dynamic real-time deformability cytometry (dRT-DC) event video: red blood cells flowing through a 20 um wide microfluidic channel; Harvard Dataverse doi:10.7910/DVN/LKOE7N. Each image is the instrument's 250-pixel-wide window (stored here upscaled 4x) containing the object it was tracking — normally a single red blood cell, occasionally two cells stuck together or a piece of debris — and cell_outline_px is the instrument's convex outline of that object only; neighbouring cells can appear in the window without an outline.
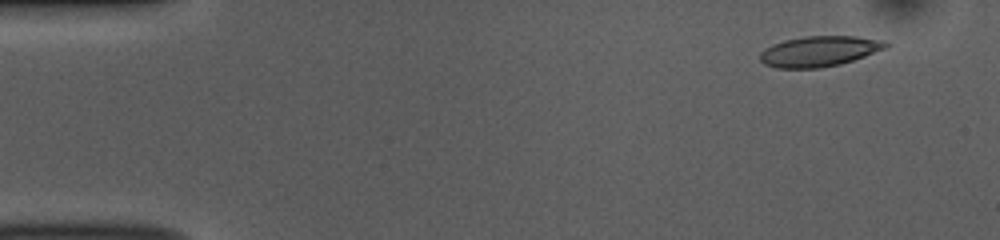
{"species": "common noctule bat (a hibernating species)", "species_latin": "Nyctalus noctula", "temperature_condition": "room temperature", "stored_images_in_passage": 51, "camera_frame_rate_fps": 3000, "um_per_image_px": 0.085, "animal": {"sex": "female", "body_mass_g": 10.0, "forearm_length_mm": 53.1}, "frame": {"image": 1, "passage_image": 4, "time_ms": 1.0, "image_size_px": [1000, 240], "cell_outline_px": [[892, 44], [888, 48], [840, 64], [820, 68], [776, 68], [764, 64], [760, 60], [760, 52], [764, 48], [772, 44], [784, 40], [804, 36], [856, 36], [884, 40]], "centroid_in_image_um": [69.65, 4.35], "position_along_channel_um": 15.3, "area_um2": 22.54}}
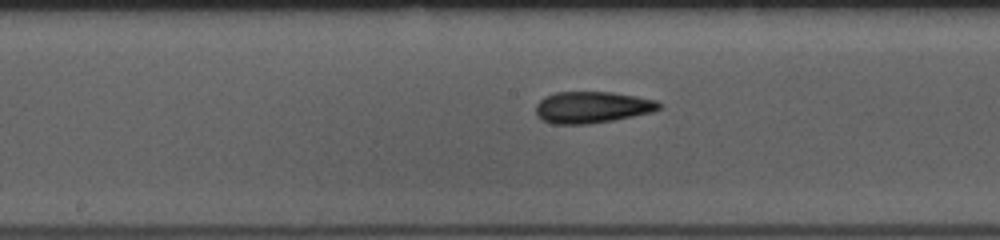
{"frame": {"image": 2, "passage_image": 26, "time_ms": 8.333, "image_size_px": [1000, 240], "cell_outline_px": [[664, 104], [660, 108], [652, 112], [612, 120], [588, 124], [552, 124], [544, 120], [536, 112], [536, 104], [544, 96], [556, 92], [612, 92], [636, 96], [656, 100]], "centroid_in_image_um": [50.34, 9.11], "position_along_channel_um": 197.9, "area_um2": 22.6}}
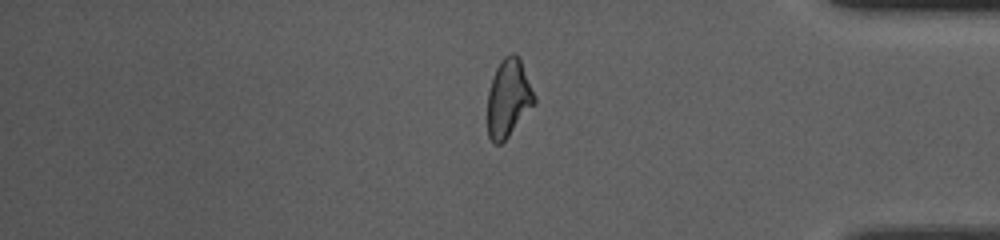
{"frame": {"image": 3, "passage_image": 43, "time_ms": 14.0, "image_size_px": [1000, 240], "cell_outline_px": [[536, 104], [508, 136], [500, 144], [492, 144], [488, 136], [488, 92], [492, 76], [500, 60], [504, 56], [512, 52], [516, 52], [520, 56], [536, 96]], "centroid_in_image_um": [43.24, 8.3], "position_along_channel_um": 392.0, "area_um2": 21.73}, "authors_computed_cell_mechanics": {"area_um2": 21.9062, "velocity_mm_per_s": 3.8569, "shape_relaxation_time_tau1_ms": 4.8724, "shape_relaxation_time_tau2_ms": 2.6219, "deformation_change_tau1": 0.1748, "deformation_change_tau2": 0.1173}}